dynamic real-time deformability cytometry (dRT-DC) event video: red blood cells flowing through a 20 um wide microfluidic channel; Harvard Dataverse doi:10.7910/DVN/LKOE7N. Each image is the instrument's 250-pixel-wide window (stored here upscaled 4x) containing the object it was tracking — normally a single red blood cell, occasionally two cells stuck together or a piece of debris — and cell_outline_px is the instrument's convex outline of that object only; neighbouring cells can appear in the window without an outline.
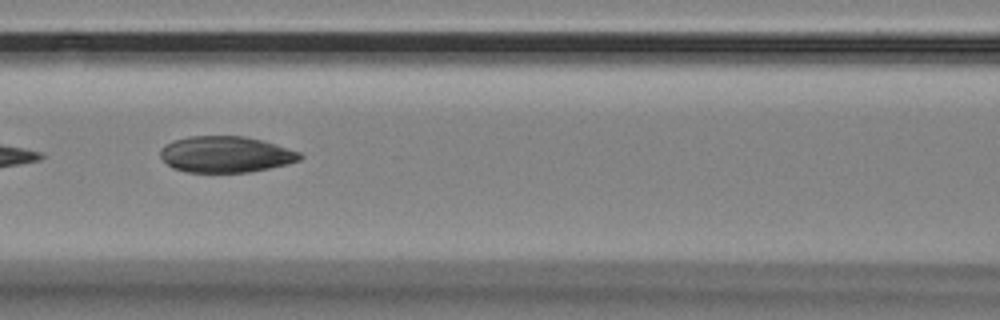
{"species": "Egyptian fruit bat (a non-hibernating species)", "species_latin": "Rousettus aegyptiacus", "temperature_condition": "room temperature", "stored_images_in_passage": 11, "camera_frame_rate_fps": 3000, "um_per_image_px": 0.085, "animal": {"sex": "female"}, "frame": {"image": 1, "passage_image": 8, "time_ms": 2.333, "image_size_px": [1000, 320], "cell_outline_px": [[304, 156], [300, 160], [288, 164], [248, 172], [188, 172], [172, 168], [160, 156], [160, 148], [164, 144], [172, 140], [188, 136], [244, 136], [276, 144], [300, 152]], "centroid_in_image_um": [19.17, 13.11], "position_along_channel_um": 147.4, "area_um2": 29.54}}